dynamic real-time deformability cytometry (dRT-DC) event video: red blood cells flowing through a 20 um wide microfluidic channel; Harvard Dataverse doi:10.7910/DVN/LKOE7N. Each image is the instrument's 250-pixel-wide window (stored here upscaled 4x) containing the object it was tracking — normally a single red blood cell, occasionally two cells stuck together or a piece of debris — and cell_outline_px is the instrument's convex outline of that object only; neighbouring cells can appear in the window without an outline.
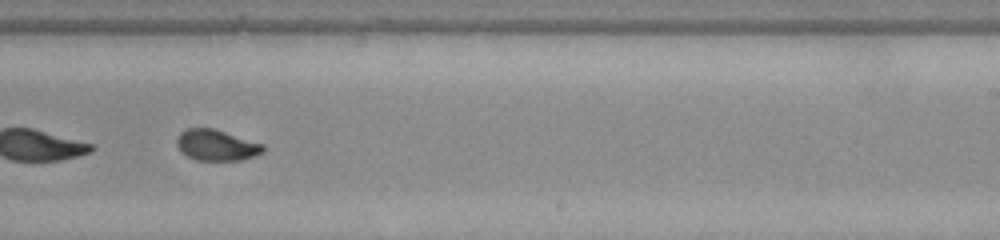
{"species": "common noctule bat (a hibernating species)", "species_latin": "Nyctalus noctula", "temperature_condition": "warm", "stored_images_in_passage": 38, "camera_frame_rate_fps": 3000, "um_per_image_px": 0.085, "animal": {"sex": "female", "body_mass_g": 22.0, "forearm_length_mm": 56.7}, "frame": {"image": 1, "passage_image": 22, "time_ms": 7.0, "image_size_px": [1000, 240], "cell_outline_px": [[264, 152], [240, 160], [196, 160], [180, 152], [176, 144], [176, 140], [180, 132], [188, 128], [212, 128], [264, 144]], "centroid_in_image_um": [18.37, 12.34], "position_along_channel_um": 270.6, "area_um2": 15.49}, "authors_computed_cell_mechanics": {"area_um2": 15.9817, "velocity_mm_per_s": 3.9595, "shape_relaxation_time_tau1_ms": 5.7557, "shape_relaxation_time_tau2_ms": 1.0639, "deformation_change_tau1": 0.1567, "deformation_change_tau2": 0.0528}}